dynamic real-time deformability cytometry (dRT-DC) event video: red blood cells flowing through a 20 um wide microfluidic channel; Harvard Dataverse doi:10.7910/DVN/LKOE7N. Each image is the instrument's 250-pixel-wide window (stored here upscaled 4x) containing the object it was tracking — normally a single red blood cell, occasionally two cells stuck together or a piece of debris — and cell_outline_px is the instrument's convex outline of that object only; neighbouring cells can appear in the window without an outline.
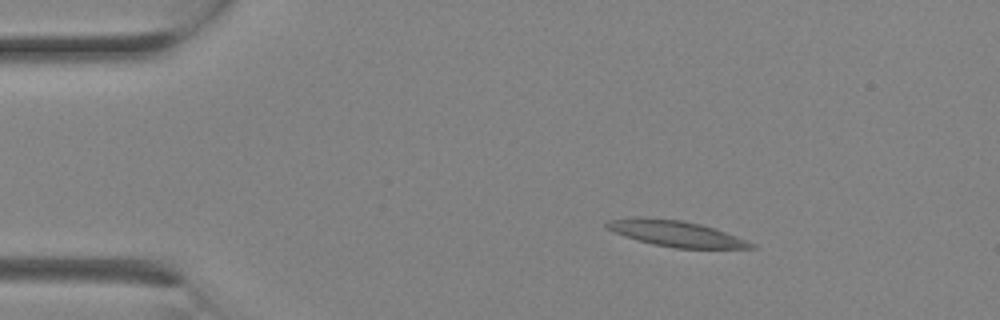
{"species": "Egyptian fruit bat (a non-hibernating species)", "species_latin": "Rousettus aegyptiacus", "temperature_condition": "room temperature", "stored_images_in_passage": 2, "camera_frame_rate_fps": 3000, "um_per_image_px": 0.085, "animal": {"sex": "female"}, "frame": {"image": 1, "passage_image": 1, "time_ms": 0.0, "image_size_px": [1000, 320], "cell_outline_px": [[756, 248], [676, 248], [652, 244], [636, 240], [612, 232], [604, 224], [608, 220], [636, 216], [644, 216], [684, 220], [700, 224], [736, 236], [756, 244]], "centroid_in_image_um": [57.38, 19.83], "position_along_channel_um": 27.6, "area_um2": 21.91}}